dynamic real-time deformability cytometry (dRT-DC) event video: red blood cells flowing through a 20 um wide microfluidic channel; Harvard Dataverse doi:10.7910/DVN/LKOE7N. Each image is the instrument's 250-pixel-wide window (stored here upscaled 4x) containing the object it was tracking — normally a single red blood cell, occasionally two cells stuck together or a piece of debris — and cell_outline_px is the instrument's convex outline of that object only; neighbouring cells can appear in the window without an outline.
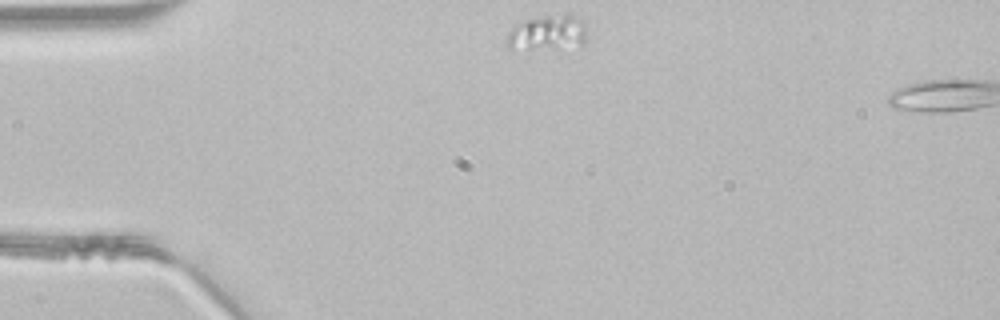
{"species": "common noctule bat (a hibernating species)", "species_latin": "Nyctalus noctula", "temperature_condition": "room temperature", "stored_images_in_passage": 3, "camera_frame_rate_fps": 3000, "um_per_image_px": 0.085, "animal": {"sex": "male", "body_mass_g": 21.5, "forearm_length_mm": 52.0}, "frame": {"image": 1, "passage_image": 1, "time_ms": 0.0, "image_size_px": [1000, 320], "cell_outline_px": [[588, 28], [584, 44], [580, 48], [512, 52], [504, 44], [504, 40], [508, 32], [512, 28], [524, 20], [564, 12], [568, 12], [584, 20]], "centroid_in_image_um": [46.55, 2.85], "position_along_channel_um": 38.4, "area_um2": 18.21}}